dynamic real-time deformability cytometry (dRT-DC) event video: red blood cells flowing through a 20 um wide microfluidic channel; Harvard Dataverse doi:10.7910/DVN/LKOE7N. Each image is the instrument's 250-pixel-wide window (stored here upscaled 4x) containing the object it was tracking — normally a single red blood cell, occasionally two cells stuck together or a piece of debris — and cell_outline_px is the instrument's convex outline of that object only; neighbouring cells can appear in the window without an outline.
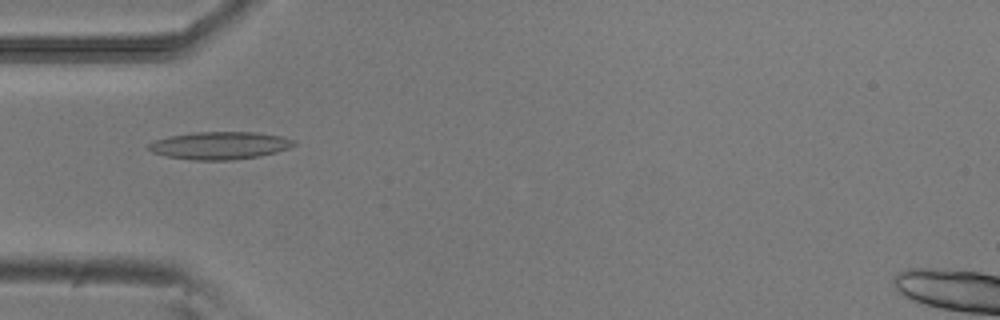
{"species": "common noctule bat (a hibernating species)", "species_latin": "Nyctalus noctula", "temperature_condition": "room temperature", "stored_images_in_passage": 39, "camera_frame_rate_fps": 3000, "um_per_image_px": 0.085, "animal": {"sex": "male", "body_mass_g": 20.5, "forearm_length_mm": 52.5}, "frame": {"image": 1, "passage_image": 16, "time_ms": 5.0, "image_size_px": [1000, 320], "cell_outline_px": [[296, 144], [288, 148], [276, 152], [260, 156], [232, 160], [192, 160], [168, 156], [152, 152], [148, 148], [148, 144], [156, 140], [168, 136], [196, 132], [256, 132], [280, 136], [296, 140]], "centroid_in_image_um": [18.7, 12.36], "position_along_channel_um": 66.3, "area_um2": 23.29}}
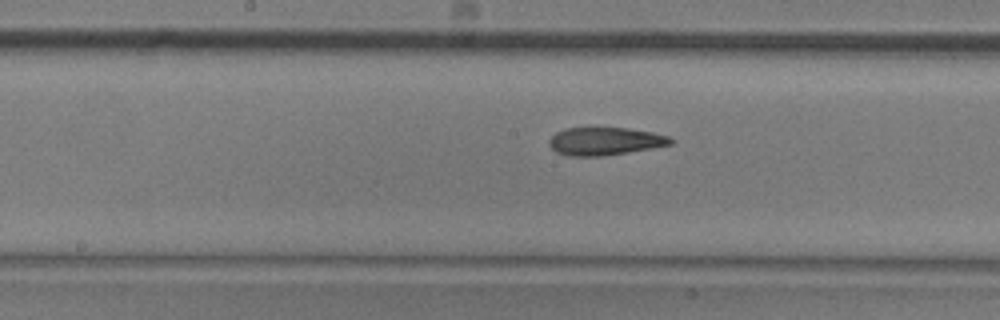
{"frame": {"image": 2, "passage_image": 26, "time_ms": 8.333, "image_size_px": [1000, 320], "cell_outline_px": [[672, 144], [652, 148], [604, 156], [568, 156], [556, 152], [548, 144], [548, 140], [556, 132], [564, 128], [628, 128], [652, 132], [668, 136], [672, 140]], "centroid_in_image_um": [51.39, 12.01], "position_along_channel_um": 196.8, "area_um2": 19.71}}
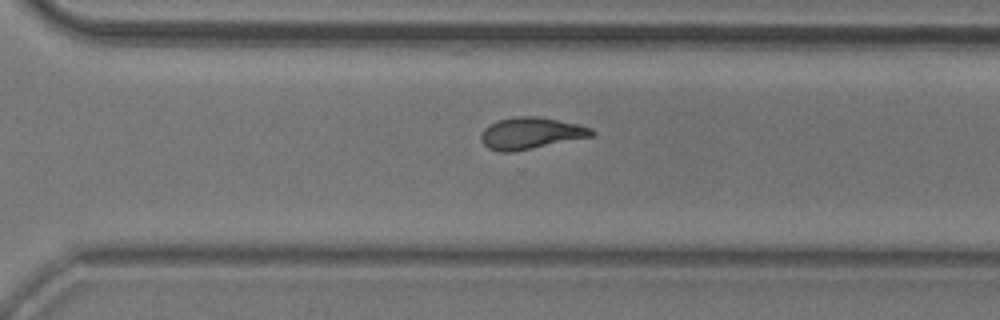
{"frame": {"image": 3, "passage_image": 36, "time_ms": 11.667, "image_size_px": [1000, 320], "cell_outline_px": [[596, 132], [592, 136], [512, 152], [500, 152], [488, 148], [480, 140], [480, 136], [484, 128], [488, 124], [496, 120], [516, 116], [536, 116], [580, 124], [592, 128]], "centroid_in_image_um": [45.09, 11.31], "position_along_channel_um": 325.5, "area_um2": 20.46}}